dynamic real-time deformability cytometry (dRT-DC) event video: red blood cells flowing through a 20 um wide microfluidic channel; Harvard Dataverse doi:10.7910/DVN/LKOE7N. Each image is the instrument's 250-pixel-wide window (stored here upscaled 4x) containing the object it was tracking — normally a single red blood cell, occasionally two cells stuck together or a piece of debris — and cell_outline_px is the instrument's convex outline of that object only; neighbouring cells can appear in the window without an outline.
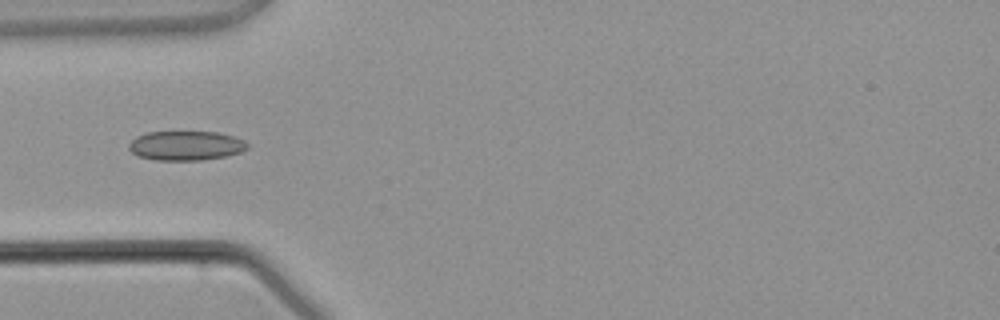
{"species": "common noctule bat (a hibernating species)", "species_latin": "Nyctalus noctula", "temperature_condition": "warm", "stored_images_in_passage": 1, "camera_frame_rate_fps": 3000, "um_per_image_px": 0.085, "animal": {"sex": "male", "body_mass_g": 21.5, "forearm_length_mm": 52.0}, "frame": {"image": 1, "passage_image": 1, "time_ms": 0.0, "image_size_px": [1000, 320], "cell_outline_px": [[248, 148], [240, 152], [224, 156], [200, 160], [156, 160], [140, 156], [132, 152], [128, 148], [128, 144], [136, 136], [148, 132], [216, 132], [232, 136], [244, 140], [248, 144]], "centroid_in_image_um": [15.79, 12.37], "position_along_channel_um": 69.2, "area_um2": 20.11}}